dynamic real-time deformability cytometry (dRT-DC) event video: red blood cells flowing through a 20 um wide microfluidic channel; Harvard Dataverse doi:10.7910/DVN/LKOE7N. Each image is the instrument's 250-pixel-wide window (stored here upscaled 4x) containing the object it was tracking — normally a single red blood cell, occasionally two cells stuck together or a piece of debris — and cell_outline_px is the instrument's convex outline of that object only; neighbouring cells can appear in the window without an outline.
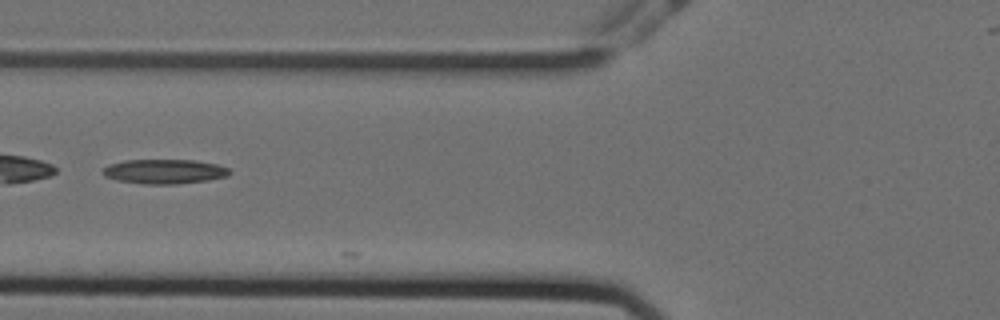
{"species": "Egyptian fruit bat (a non-hibernating species)", "species_latin": "Rousettus aegyptiacus", "temperature_condition": "cold", "stored_images_in_passage": 7, "camera_frame_rate_fps": 3000, "um_per_image_px": 0.085, "animal": {"sex": "female"}, "frame": {"image": 1, "passage_image": 4, "time_ms": 1.0, "image_size_px": [1000, 320], "cell_outline_px": [[232, 172], [228, 176], [208, 180], [176, 184], [144, 184], [116, 180], [104, 176], [100, 172], [108, 164], [124, 160], [196, 160], [216, 164], [228, 168]], "centroid_in_image_um": [13.95, 14.57], "position_along_channel_um": 111.8, "area_um2": 18.26}}